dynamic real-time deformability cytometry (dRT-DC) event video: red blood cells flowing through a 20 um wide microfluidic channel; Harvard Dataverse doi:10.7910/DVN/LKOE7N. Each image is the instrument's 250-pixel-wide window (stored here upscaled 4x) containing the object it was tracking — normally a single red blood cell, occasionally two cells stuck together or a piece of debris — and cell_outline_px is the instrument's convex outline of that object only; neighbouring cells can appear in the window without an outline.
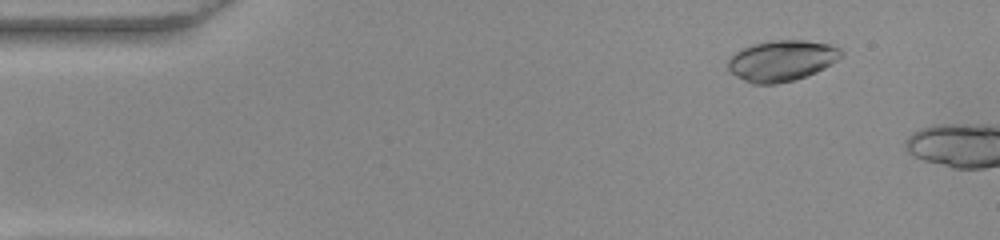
{"species": "common noctule bat (a hibernating species)", "species_latin": "Nyctalus noctula", "temperature_condition": "warm", "stored_images_in_passage": 9, "camera_frame_rate_fps": 3000, "um_per_image_px": 0.085, "animal": {"sex": "female", "body_mass_g": 22.0, "forearm_length_mm": 56.7}, "frame": {"image": 1, "passage_image": 6, "time_ms": 1.667, "image_size_px": [1000, 240], "cell_outline_px": [[844, 56], [832, 64], [816, 72], [792, 80], [776, 84], [752, 84], [736, 76], [728, 68], [728, 60], [736, 52], [752, 44], [772, 40], [804, 40], [832, 44], [840, 48], [844, 52]], "centroid_in_image_um": [66.49, 5.14], "position_along_channel_um": 18.5, "area_um2": 26.99}}